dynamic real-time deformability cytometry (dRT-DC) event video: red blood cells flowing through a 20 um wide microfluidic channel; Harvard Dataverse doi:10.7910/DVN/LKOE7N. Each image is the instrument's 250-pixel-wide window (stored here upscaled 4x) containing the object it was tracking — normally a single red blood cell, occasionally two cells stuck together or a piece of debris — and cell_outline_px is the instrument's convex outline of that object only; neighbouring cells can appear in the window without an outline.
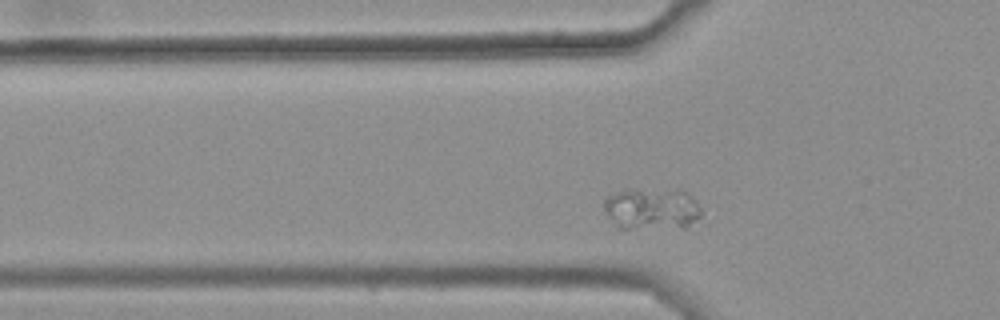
{"species": "common noctule bat (a hibernating species)", "species_latin": "Nyctalus noctula", "temperature_condition": "warm", "stored_images_in_passage": 35, "camera_frame_rate_fps": 3000, "um_per_image_px": 0.085, "animal": {"sex": "female", "body_mass_g": 25.1}, "frame": {"image": 1, "passage_image": 8, "time_ms": 2.333, "image_size_px": [1000, 320], "cell_outline_px": [[704, 212], [700, 216], [684, 228], [620, 228], [608, 216], [604, 208], [604, 196], [616, 192], [632, 188], [676, 188], [688, 192], [696, 200]], "centroid_in_image_um": [55.44, 17.7], "position_along_channel_um": 70.4, "area_um2": 24.39}}
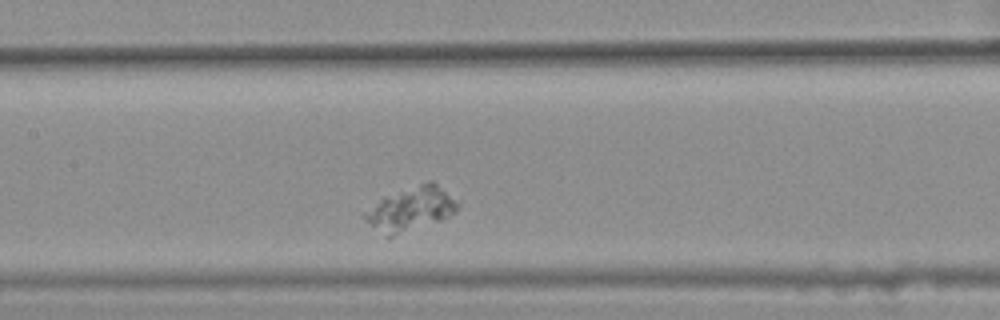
{"frame": {"image": 2, "passage_image": 17, "time_ms": 5.333, "image_size_px": [1000, 320], "cell_outline_px": [[460, 204], [456, 212], [440, 220], [392, 236], [388, 236], [364, 220], [360, 216], [364, 212], [384, 196], [428, 180], [432, 180]], "centroid_in_image_um": [34.91, 17.73], "position_along_channel_um": 172.5, "area_um2": 23.24}}
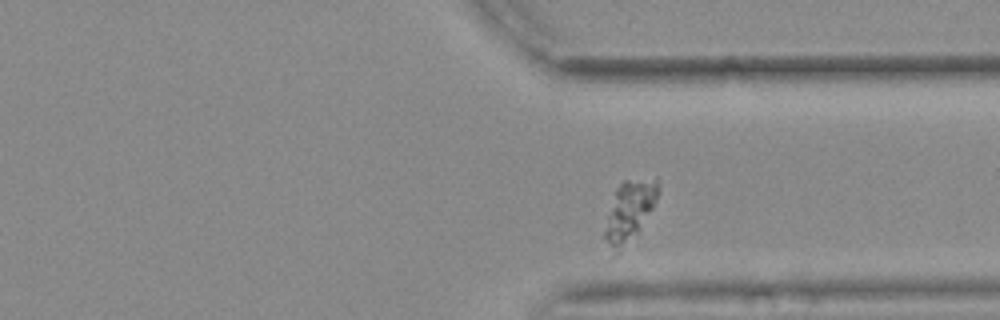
{"frame": {"image": 3, "passage_image": 33, "time_ms": 10.667, "image_size_px": [1000, 320], "cell_outline_px": [[660, 192], [652, 208], [620, 252], [612, 256], [604, 236], [604, 232], [608, 216], [616, 188], [624, 180], [656, 176], [660, 188]], "centroid_in_image_um": [53.51, 17.88], "position_along_channel_um": 357.9, "area_um2": 18.44}}